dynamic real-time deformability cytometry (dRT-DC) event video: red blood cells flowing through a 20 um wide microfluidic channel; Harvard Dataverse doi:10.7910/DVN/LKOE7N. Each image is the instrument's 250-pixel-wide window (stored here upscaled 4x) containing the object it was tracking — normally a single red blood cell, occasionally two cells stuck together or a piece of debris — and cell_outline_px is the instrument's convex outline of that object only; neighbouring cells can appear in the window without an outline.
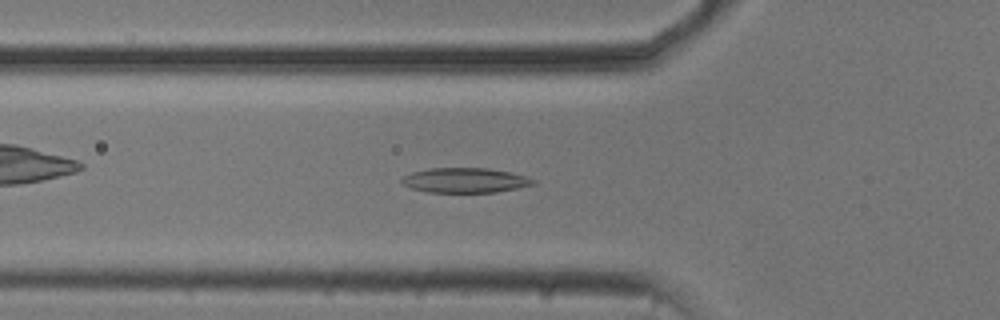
{"species": "common noctule bat (a hibernating species)", "species_latin": "Nyctalus noctula", "temperature_condition": "cold", "stored_images_in_passage": 42, "camera_frame_rate_fps": 3000, "um_per_image_px": 0.085, "animal": {"sex": "male", "body_mass_g": 20.5, "forearm_length_mm": 52.5}, "frame": {"image": 1, "passage_image": 7, "time_ms": 2.0, "image_size_px": [1000, 320], "cell_outline_px": [[536, 184], [496, 192], [428, 192], [412, 188], [404, 184], [400, 180], [404, 176], [412, 172], [432, 168], [488, 168], [508, 172], [524, 176], [536, 180]], "centroid_in_image_um": [39.53, 15.32], "position_along_channel_um": 86.3, "area_um2": 18.79}}
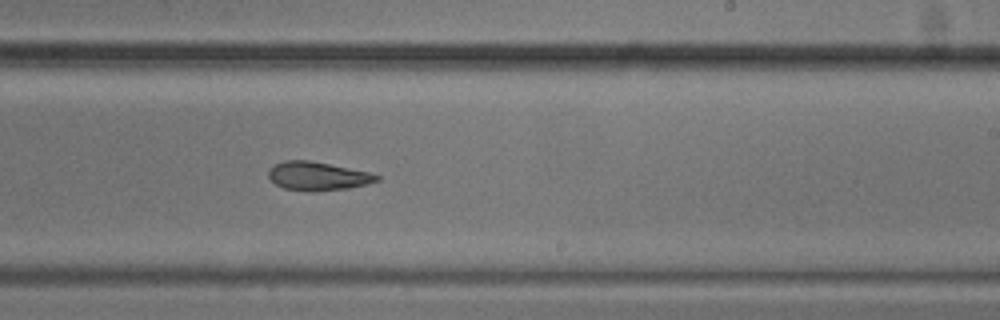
{"frame": {"image": 2, "passage_image": 21, "time_ms": 6.667, "image_size_px": [1000, 320], "cell_outline_px": [[380, 180], [368, 184], [348, 188], [312, 192], [308, 192], [284, 188], [276, 184], [268, 176], [268, 172], [276, 164], [284, 160], [308, 160], [368, 172], [380, 176]], "centroid_in_image_um": [27.01, 14.98], "position_along_channel_um": 262.0, "area_um2": 17.86}}
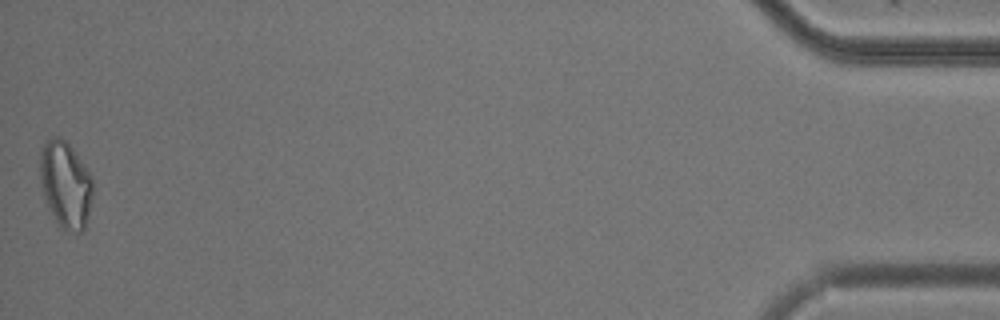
{"frame": {"image": 3, "passage_image": 42, "time_ms": 13.667, "image_size_px": [1000, 320], "cell_outline_px": [[92, 196], [88, 216], [84, 228], [80, 232], [76, 232], [60, 228], [48, 208], [44, 196], [40, 176], [40, 152], [44, 140], [52, 136], [60, 136], [76, 152], [92, 176]], "centroid_in_image_um": [5.56, 15.65], "position_along_channel_um": 429.6, "area_um2": 26.76}, "authors_computed_cell_mechanics": {"area_um2": 18.6694, "velocity_mm_per_s": 3.7527, "shape_relaxation_time_tau1_ms": 5.241, "shape_relaxation_time_tau2_ms": 4.9062, "deformation_change_tau1": 0.1316, "deformation_change_tau2": 0.1351}}